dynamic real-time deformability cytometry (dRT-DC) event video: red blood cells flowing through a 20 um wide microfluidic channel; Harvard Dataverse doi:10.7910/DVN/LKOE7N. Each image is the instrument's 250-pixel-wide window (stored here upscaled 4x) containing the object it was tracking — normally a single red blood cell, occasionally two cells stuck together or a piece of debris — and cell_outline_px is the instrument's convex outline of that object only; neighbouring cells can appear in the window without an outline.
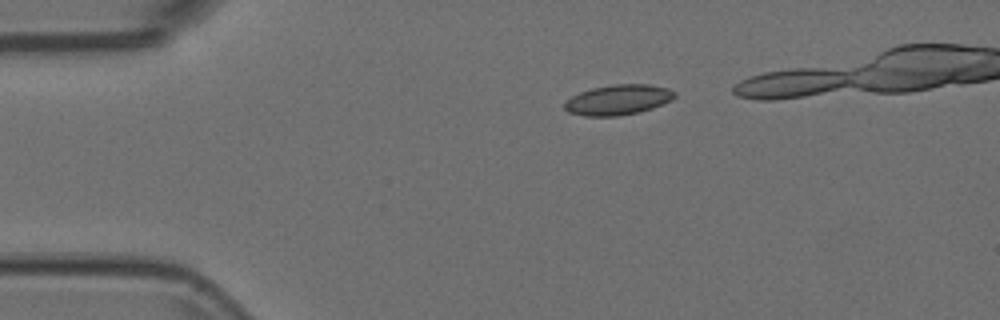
{"species": "Egyptian fruit bat (a non-hibernating species)", "species_latin": "Rousettus aegyptiacus", "temperature_condition": "room temperature", "stored_images_in_passage": 39, "camera_frame_rate_fps": 3000, "um_per_image_px": 0.085, "animal": {"sex": "female"}, "frame": {"image": 1, "passage_image": 5, "time_ms": 1.333, "image_size_px": [1000, 320], "cell_outline_px": [[676, 96], [672, 100], [652, 108], [640, 112], [616, 116], [584, 116], [568, 112], [564, 108], [564, 104], [572, 96], [580, 92], [592, 88], [612, 84], [648, 84], [668, 88], [676, 92]], "centroid_in_image_um": [52.56, 8.48], "position_along_channel_um": 32.4, "area_um2": 19.42}}
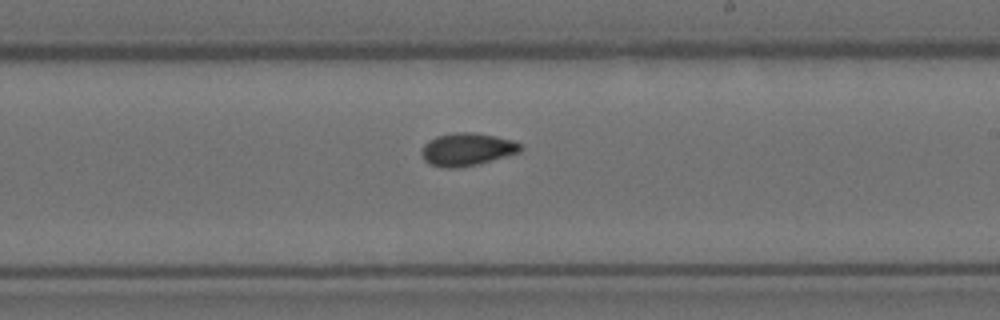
{"frame": {"image": 2, "passage_image": 26, "time_ms": 8.333, "image_size_px": [1000, 320], "cell_outline_px": [[524, 148], [520, 152], [476, 164], [460, 168], [440, 168], [428, 164], [424, 160], [420, 152], [424, 144], [428, 140], [436, 136], [456, 132], [472, 132], [496, 136], [512, 140], [520, 144]], "centroid_in_image_um": [39.65, 12.7], "position_along_channel_um": 249.4, "area_um2": 19.02}}
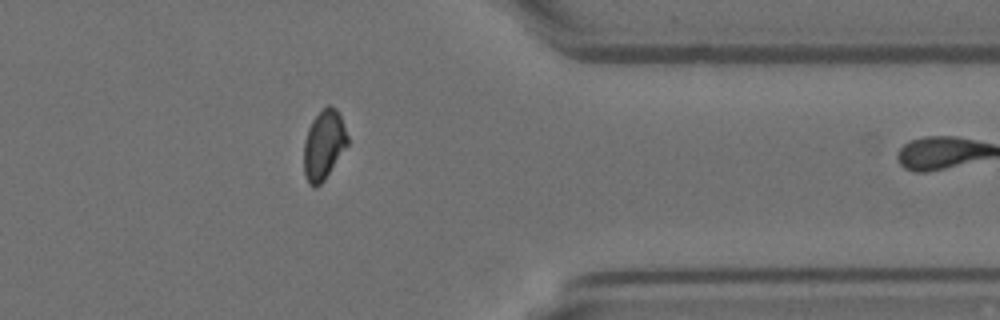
{"frame": {"image": 3, "passage_image": 38, "time_ms": 12.333, "image_size_px": [1000, 320], "cell_outline_px": [[348, 144], [324, 180], [316, 188], [312, 188], [308, 184], [304, 172], [304, 140], [308, 128], [312, 120], [328, 104], [332, 104], [336, 108], [340, 116], [348, 136]], "centroid_in_image_um": [27.51, 12.32], "position_along_channel_um": 383.9, "area_um2": 17.69}}